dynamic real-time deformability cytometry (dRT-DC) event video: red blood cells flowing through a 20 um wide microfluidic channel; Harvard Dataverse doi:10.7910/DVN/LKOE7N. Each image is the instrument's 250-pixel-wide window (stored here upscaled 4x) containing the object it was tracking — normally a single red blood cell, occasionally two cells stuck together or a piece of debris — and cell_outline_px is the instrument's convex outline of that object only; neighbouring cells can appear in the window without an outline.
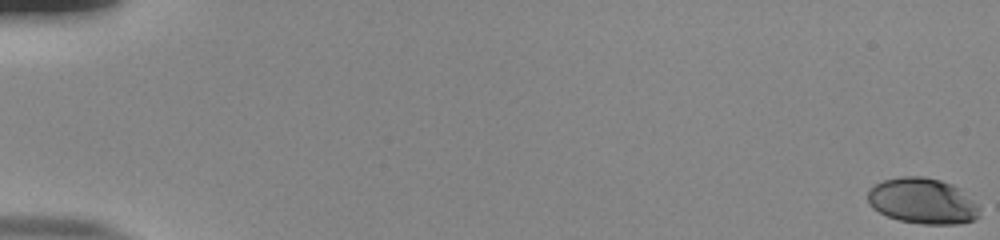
{"species": "human", "species_latin": "Homo sapiens", "temperature_condition": "room temperature", "stored_images_in_passage": 19, "camera_frame_rate_fps": 3000, "um_per_image_px": 0.085, "donor": {"sex": "male"}, "frame": {"image": 1, "passage_image": 1, "time_ms": 0.0, "image_size_px": [1000, 240], "cell_outline_px": [[980, 216], [976, 220], [956, 224], [920, 224], [900, 220], [888, 216], [872, 208], [868, 204], [868, 192], [876, 184], [884, 180], [900, 176], [924, 176], [940, 180], [952, 184], [960, 188], [980, 208]], "centroid_in_image_um": [78.44, 17.09], "position_along_channel_um": 6.6, "area_um2": 29.88}}